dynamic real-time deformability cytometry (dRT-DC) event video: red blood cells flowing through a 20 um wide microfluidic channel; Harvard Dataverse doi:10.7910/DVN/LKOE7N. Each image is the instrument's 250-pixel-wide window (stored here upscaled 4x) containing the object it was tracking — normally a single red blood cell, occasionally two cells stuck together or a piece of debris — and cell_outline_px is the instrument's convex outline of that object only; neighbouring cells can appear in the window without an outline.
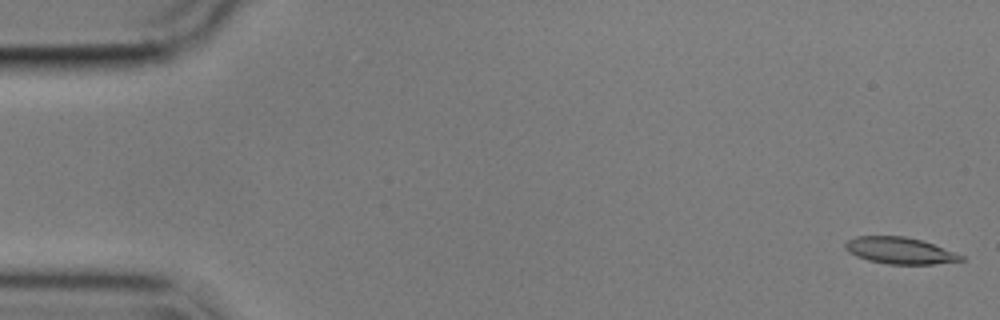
{"species": "common noctule bat (a hibernating species)", "species_latin": "Nyctalus noctula", "temperature_condition": "cold", "stored_images_in_passage": 13, "camera_frame_rate_fps": 3000, "um_per_image_px": 0.085, "animal": {"sex": "male", "body_mass_g": 17.9}, "frame": {"image": 1, "passage_image": 1, "time_ms": 0.0, "image_size_px": [1000, 320], "cell_outline_px": [[964, 260], [932, 264], [888, 264], [868, 260], [856, 256], [848, 252], [844, 248], [844, 244], [848, 240], [856, 236], [904, 236], [920, 240], [932, 244], [964, 256]], "centroid_in_image_um": [76.43, 21.3], "position_along_channel_um": 8.6, "area_um2": 17.74}}
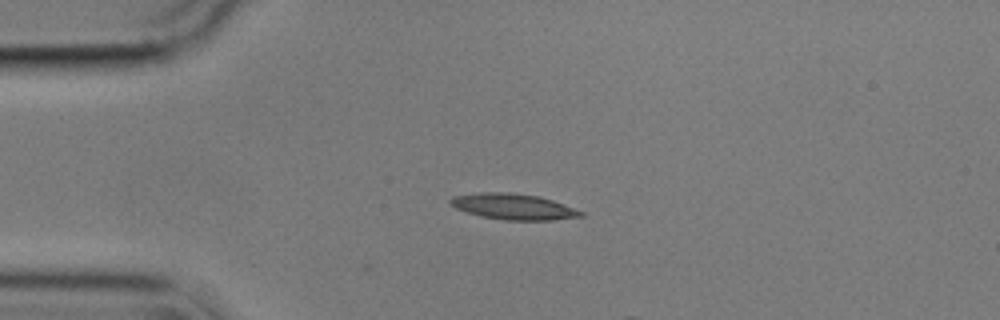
{"frame": {"image": 2, "passage_image": 13, "time_ms": 4.0, "image_size_px": [1000, 320], "cell_outline_px": [[584, 216], [552, 220], [504, 220], [480, 216], [456, 208], [448, 204], [448, 200], [452, 196], [480, 192], [508, 192], [540, 196], [552, 200], [584, 212]], "centroid_in_image_um": [43.6, 17.56], "position_along_channel_um": 41.4, "area_um2": 19.71}}